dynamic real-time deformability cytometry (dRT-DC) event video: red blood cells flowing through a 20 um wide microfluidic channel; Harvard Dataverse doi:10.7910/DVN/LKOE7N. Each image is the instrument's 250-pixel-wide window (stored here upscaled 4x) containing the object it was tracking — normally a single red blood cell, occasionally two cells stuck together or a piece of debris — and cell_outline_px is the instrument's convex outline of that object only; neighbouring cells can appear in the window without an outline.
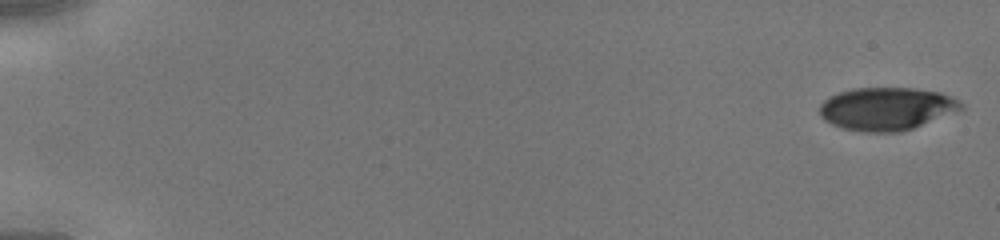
{"species": "human", "species_latin": "Homo sapiens", "temperature_condition": "cold", "stored_images_in_passage": 45, "camera_frame_rate_fps": 3000, "um_per_image_px": 0.085, "donor": {"sex": "male"}, "frame": {"image": 1, "passage_image": 1, "time_ms": 0.0, "image_size_px": [1000, 240], "cell_outline_px": [[964, 108], [912, 128], [900, 132], [864, 132], [844, 128], [832, 124], [824, 120], [820, 116], [820, 104], [824, 100], [840, 92], [856, 88], [912, 88], [940, 92], [960, 100], [964, 104]], "centroid_in_image_um": [75.36, 9.24], "position_along_channel_um": 9.6, "area_um2": 35.03}}
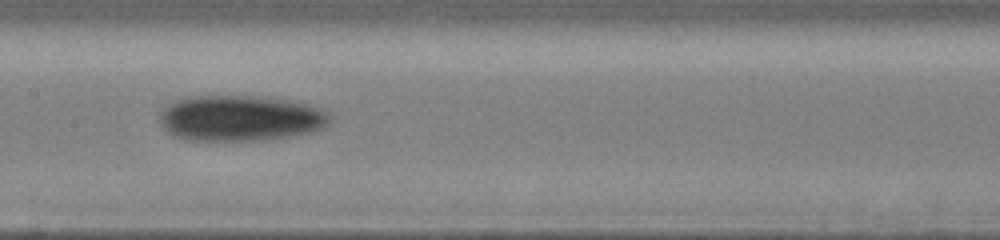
{"frame": {"image": 2, "passage_image": 24, "time_ms": 7.667, "image_size_px": [1000, 240], "cell_outline_px": [[328, 124], [324, 128], [312, 132], [288, 136], [256, 140], [188, 140], [172, 136], [160, 124], [160, 112], [168, 104], [176, 100], [188, 96], [268, 96], [308, 104], [320, 108], [328, 112]], "centroid_in_image_um": [20.4, 10.03], "position_along_channel_um": 187.0, "area_um2": 45.49}}
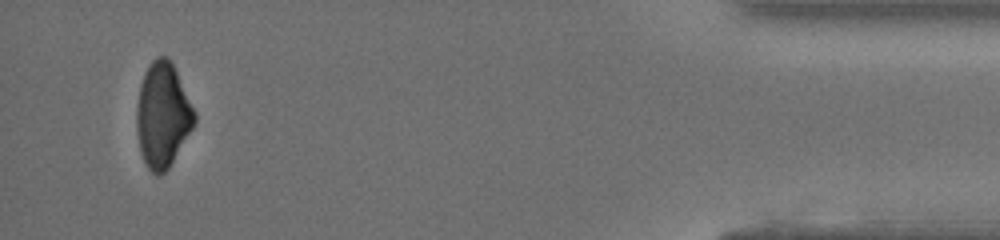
{"frame": {"image": 3, "passage_image": 43, "time_ms": 14.0, "image_size_px": [1000, 240], "cell_outline_px": [[196, 120], [192, 128], [168, 168], [160, 176], [156, 176], [148, 168], [140, 152], [136, 128], [136, 112], [140, 84], [144, 72], [152, 60], [156, 56], [168, 56], [196, 112]], "centroid_in_image_um": [13.81, 9.78], "position_along_channel_um": 421.4, "area_um2": 35.08}}